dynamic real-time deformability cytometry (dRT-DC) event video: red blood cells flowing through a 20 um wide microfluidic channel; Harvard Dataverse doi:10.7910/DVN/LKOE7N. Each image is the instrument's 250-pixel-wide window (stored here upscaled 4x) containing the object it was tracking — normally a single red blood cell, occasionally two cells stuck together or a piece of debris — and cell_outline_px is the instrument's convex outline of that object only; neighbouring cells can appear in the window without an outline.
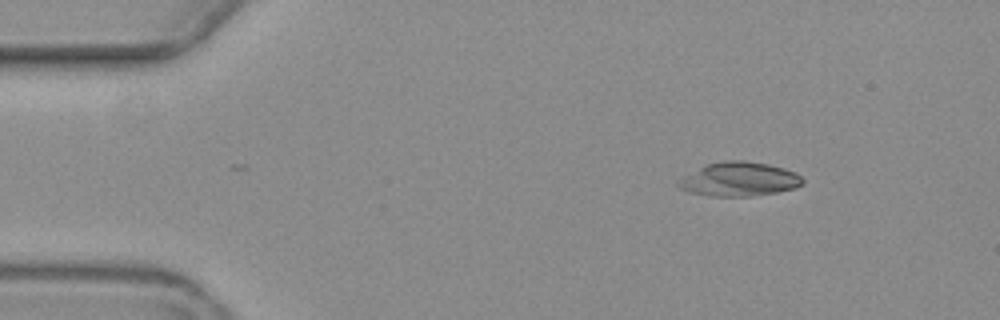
{"species": "common noctule bat (a hibernating species)", "species_latin": "Nyctalus noctula", "temperature_condition": "warm", "stored_images_in_passage": 3, "camera_frame_rate_fps": 3000, "um_per_image_px": 0.085, "animal": {"sex": "female", "body_mass_g": 19.3, "forearm_length_mm": 54.1}, "frame": {"image": 1, "passage_image": 3, "time_ms": 2.333, "image_size_px": [1000, 320], "cell_outline_px": [[804, 184], [796, 188], [776, 192], [752, 196], [708, 196], [688, 192], [680, 188], [676, 184], [676, 180], [708, 164], [724, 160], [744, 160], [768, 164], [784, 168], [796, 172], [804, 180]], "centroid_in_image_um": [62.84, 15.24], "position_along_channel_um": 22.2, "area_um2": 24.74}}